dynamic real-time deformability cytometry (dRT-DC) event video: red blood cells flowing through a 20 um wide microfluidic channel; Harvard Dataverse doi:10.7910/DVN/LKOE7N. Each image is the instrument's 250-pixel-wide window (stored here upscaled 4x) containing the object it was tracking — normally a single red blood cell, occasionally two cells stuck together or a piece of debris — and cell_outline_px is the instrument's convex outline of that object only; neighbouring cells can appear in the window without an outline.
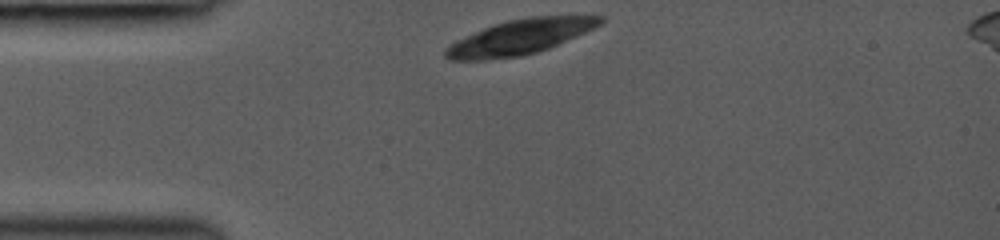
{"species": "common noctule bat (a hibernating species)", "species_latin": "Nyctalus noctula", "temperature_condition": "room temperature", "stored_images_in_passage": 32, "camera_frame_rate_fps": 3000, "um_per_image_px": 0.085, "animal": {"sex": "female", "body_mass_g": 19.0, "forearm_length_mm": 53.3}, "frame": {"image": 1, "passage_image": 1, "time_ms": 0.0, "image_size_px": [1000, 240], "cell_outline_px": [[604, 20], [600, 24], [584, 32], [548, 48], [536, 52], [520, 56], [484, 60], [448, 60], [444, 56], [444, 48], [456, 40], [464, 36], [484, 28], [508, 20], [528, 16], [604, 16]], "centroid_in_image_um": [44.12, 3.15], "position_along_channel_um": 40.9, "area_um2": 31.04}}
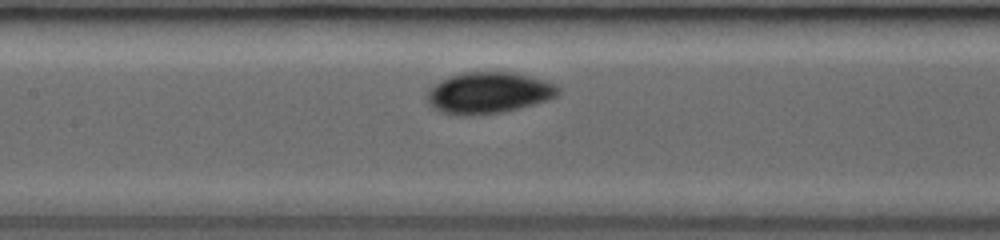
{"frame": {"image": 2, "passage_image": 12, "time_ms": 3.667, "image_size_px": [1000, 240], "cell_outline_px": [[560, 92], [556, 96], [548, 100], [520, 108], [504, 112], [468, 116], [460, 116], [440, 112], [432, 108], [428, 104], [428, 88], [432, 84], [448, 76], [460, 72], [512, 72], [544, 80], [560, 88]], "centroid_in_image_um": [41.47, 7.9], "position_along_channel_um": 165.9, "area_um2": 31.91}}
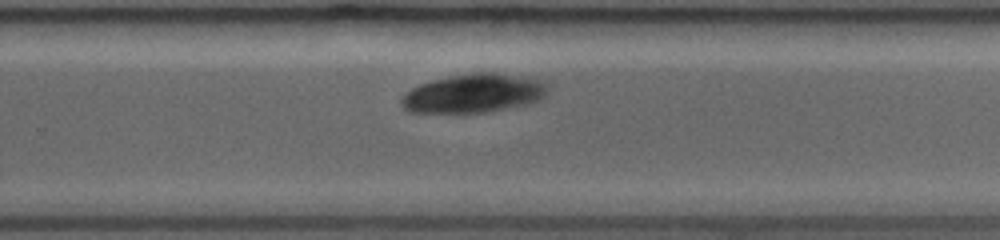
{"frame": {"image": 3, "passage_image": 21, "time_ms": 6.667, "image_size_px": [1000, 240], "cell_outline_px": [[548, 88], [544, 96], [528, 104], [484, 112], [408, 112], [400, 104], [400, 100], [412, 88], [420, 84], [432, 80], [448, 76], [476, 72], [492, 72], [528, 76], [540, 80], [548, 84]], "centroid_in_image_um": [40.28, 7.91], "position_along_channel_um": 289.5, "area_um2": 33.0}}